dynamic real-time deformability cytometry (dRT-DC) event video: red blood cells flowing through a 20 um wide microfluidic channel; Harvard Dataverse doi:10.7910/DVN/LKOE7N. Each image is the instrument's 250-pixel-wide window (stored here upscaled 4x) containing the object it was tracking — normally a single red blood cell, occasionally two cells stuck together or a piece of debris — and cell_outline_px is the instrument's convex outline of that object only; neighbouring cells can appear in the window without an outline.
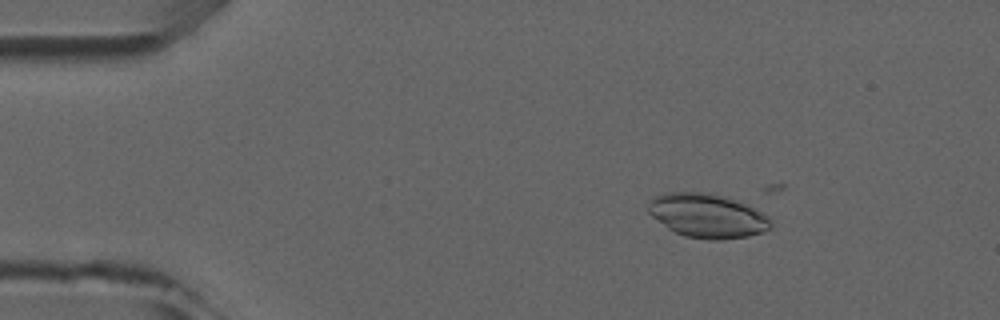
{"species": "common noctule bat (a hibernating species)", "species_latin": "Nyctalus noctula", "temperature_condition": "room temperature", "stored_images_in_passage": 5, "camera_frame_rate_fps": 3000, "um_per_image_px": 0.085, "animal": {"sex": "male", "forearm_length_mm": 52.5}, "frame": {"image": 1, "passage_image": 3, "time_ms": 2.333, "image_size_px": [1000, 320], "cell_outline_px": [[772, 228], [764, 232], [748, 236], [720, 240], [708, 240], [684, 236], [668, 228], [652, 216], [648, 212], [648, 208], [652, 196], [664, 192], [704, 192], [720, 196], [756, 208], [768, 216], [772, 224]], "centroid_in_image_um": [60.12, 18.35], "position_along_channel_um": 24.9, "area_um2": 31.39}}